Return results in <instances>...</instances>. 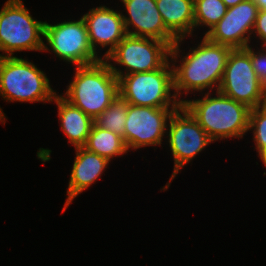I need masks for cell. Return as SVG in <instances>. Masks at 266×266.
I'll list each match as a JSON object with an SVG mask.
<instances>
[{
  "instance_id": "cell-1",
  "label": "cell",
  "mask_w": 266,
  "mask_h": 266,
  "mask_svg": "<svg viewBox=\"0 0 266 266\" xmlns=\"http://www.w3.org/2000/svg\"><path fill=\"white\" fill-rule=\"evenodd\" d=\"M182 40L179 39L170 49L171 62H173V79H174V92L178 100L180 95L185 92L191 93L192 91H204L206 89L218 91L226 61L232 48L227 45H221L210 41L206 36L200 41L195 48H190L189 52L180 58V65H176V59L180 57L182 52L179 47ZM175 62V63H174ZM182 62V63H181ZM210 88V89H209ZM184 92H183V91Z\"/></svg>"
},
{
  "instance_id": "cell-17",
  "label": "cell",
  "mask_w": 266,
  "mask_h": 266,
  "mask_svg": "<svg viewBox=\"0 0 266 266\" xmlns=\"http://www.w3.org/2000/svg\"><path fill=\"white\" fill-rule=\"evenodd\" d=\"M165 27L179 40L193 35L194 0H156Z\"/></svg>"
},
{
  "instance_id": "cell-20",
  "label": "cell",
  "mask_w": 266,
  "mask_h": 266,
  "mask_svg": "<svg viewBox=\"0 0 266 266\" xmlns=\"http://www.w3.org/2000/svg\"><path fill=\"white\" fill-rule=\"evenodd\" d=\"M227 9L222 0H194V30L207 26L206 35L224 17Z\"/></svg>"
},
{
  "instance_id": "cell-9",
  "label": "cell",
  "mask_w": 266,
  "mask_h": 266,
  "mask_svg": "<svg viewBox=\"0 0 266 266\" xmlns=\"http://www.w3.org/2000/svg\"><path fill=\"white\" fill-rule=\"evenodd\" d=\"M168 124L166 135L174 159V171L168 183L162 188L164 191L169 188L181 168L213 142L183 105L174 110Z\"/></svg>"
},
{
  "instance_id": "cell-13",
  "label": "cell",
  "mask_w": 266,
  "mask_h": 266,
  "mask_svg": "<svg viewBox=\"0 0 266 266\" xmlns=\"http://www.w3.org/2000/svg\"><path fill=\"white\" fill-rule=\"evenodd\" d=\"M121 2L129 16L122 15L127 35L157 39L166 42L170 47L177 42L178 39L165 27L156 0Z\"/></svg>"
},
{
  "instance_id": "cell-10",
  "label": "cell",
  "mask_w": 266,
  "mask_h": 266,
  "mask_svg": "<svg viewBox=\"0 0 266 266\" xmlns=\"http://www.w3.org/2000/svg\"><path fill=\"white\" fill-rule=\"evenodd\" d=\"M218 91L251 109L265 104L266 87L259 81L244 49H232L229 53Z\"/></svg>"
},
{
  "instance_id": "cell-22",
  "label": "cell",
  "mask_w": 266,
  "mask_h": 266,
  "mask_svg": "<svg viewBox=\"0 0 266 266\" xmlns=\"http://www.w3.org/2000/svg\"><path fill=\"white\" fill-rule=\"evenodd\" d=\"M255 52L252 46L248 45L244 50L250 55V60L255 74L259 81L266 87V47ZM265 49V50H264Z\"/></svg>"
},
{
  "instance_id": "cell-23",
  "label": "cell",
  "mask_w": 266,
  "mask_h": 266,
  "mask_svg": "<svg viewBox=\"0 0 266 266\" xmlns=\"http://www.w3.org/2000/svg\"><path fill=\"white\" fill-rule=\"evenodd\" d=\"M253 32L259 40L263 41L261 46L266 47V10H259L252 34Z\"/></svg>"
},
{
  "instance_id": "cell-3",
  "label": "cell",
  "mask_w": 266,
  "mask_h": 266,
  "mask_svg": "<svg viewBox=\"0 0 266 266\" xmlns=\"http://www.w3.org/2000/svg\"><path fill=\"white\" fill-rule=\"evenodd\" d=\"M75 71L63 97L94 120L119 95L118 78L104 59Z\"/></svg>"
},
{
  "instance_id": "cell-24",
  "label": "cell",
  "mask_w": 266,
  "mask_h": 266,
  "mask_svg": "<svg viewBox=\"0 0 266 266\" xmlns=\"http://www.w3.org/2000/svg\"><path fill=\"white\" fill-rule=\"evenodd\" d=\"M227 8L234 7L235 5L239 4L240 2H244L246 0H222Z\"/></svg>"
},
{
  "instance_id": "cell-16",
  "label": "cell",
  "mask_w": 266,
  "mask_h": 266,
  "mask_svg": "<svg viewBox=\"0 0 266 266\" xmlns=\"http://www.w3.org/2000/svg\"><path fill=\"white\" fill-rule=\"evenodd\" d=\"M53 101L57 104L60 126L69 139L68 142L73 144L75 148L83 147L94 120L81 109L72 105L62 95L56 94Z\"/></svg>"
},
{
  "instance_id": "cell-7",
  "label": "cell",
  "mask_w": 266,
  "mask_h": 266,
  "mask_svg": "<svg viewBox=\"0 0 266 266\" xmlns=\"http://www.w3.org/2000/svg\"><path fill=\"white\" fill-rule=\"evenodd\" d=\"M170 49L164 41L126 35L104 60L119 79L123 75L161 68L169 60ZM111 61L123 66L126 72L109 63Z\"/></svg>"
},
{
  "instance_id": "cell-19",
  "label": "cell",
  "mask_w": 266,
  "mask_h": 266,
  "mask_svg": "<svg viewBox=\"0 0 266 266\" xmlns=\"http://www.w3.org/2000/svg\"><path fill=\"white\" fill-rule=\"evenodd\" d=\"M129 103L120 95L111 102L110 106L100 113L94 123L121 136L125 142V122L127 118Z\"/></svg>"
},
{
  "instance_id": "cell-5",
  "label": "cell",
  "mask_w": 266,
  "mask_h": 266,
  "mask_svg": "<svg viewBox=\"0 0 266 266\" xmlns=\"http://www.w3.org/2000/svg\"><path fill=\"white\" fill-rule=\"evenodd\" d=\"M168 60L161 68L149 72L123 75L118 79L119 95L134 106L178 108L182 103L174 91L173 68Z\"/></svg>"
},
{
  "instance_id": "cell-4",
  "label": "cell",
  "mask_w": 266,
  "mask_h": 266,
  "mask_svg": "<svg viewBox=\"0 0 266 266\" xmlns=\"http://www.w3.org/2000/svg\"><path fill=\"white\" fill-rule=\"evenodd\" d=\"M56 91L43 71L28 59L0 57V96L7 102H53ZM0 107V122L5 124Z\"/></svg>"
},
{
  "instance_id": "cell-8",
  "label": "cell",
  "mask_w": 266,
  "mask_h": 266,
  "mask_svg": "<svg viewBox=\"0 0 266 266\" xmlns=\"http://www.w3.org/2000/svg\"><path fill=\"white\" fill-rule=\"evenodd\" d=\"M45 38V39H44ZM43 51H51L61 60L76 66H85L102 60L95 53L87 32L84 19L64 21L57 24L44 23ZM50 48V49H49Z\"/></svg>"
},
{
  "instance_id": "cell-11",
  "label": "cell",
  "mask_w": 266,
  "mask_h": 266,
  "mask_svg": "<svg viewBox=\"0 0 266 266\" xmlns=\"http://www.w3.org/2000/svg\"><path fill=\"white\" fill-rule=\"evenodd\" d=\"M176 109L129 104L125 122V144L128 150L161 146L162 138L167 132V122Z\"/></svg>"
},
{
  "instance_id": "cell-18",
  "label": "cell",
  "mask_w": 266,
  "mask_h": 266,
  "mask_svg": "<svg viewBox=\"0 0 266 266\" xmlns=\"http://www.w3.org/2000/svg\"><path fill=\"white\" fill-rule=\"evenodd\" d=\"M86 150L103 156L111 161V158L120 157L129 150L124 142V139L107 129H103L93 123L90 134L87 137L86 143L83 146Z\"/></svg>"
},
{
  "instance_id": "cell-14",
  "label": "cell",
  "mask_w": 266,
  "mask_h": 266,
  "mask_svg": "<svg viewBox=\"0 0 266 266\" xmlns=\"http://www.w3.org/2000/svg\"><path fill=\"white\" fill-rule=\"evenodd\" d=\"M122 15L107 6H99L90 9L82 16L94 52L97 53L99 46L102 48L109 46L102 59H105L127 35Z\"/></svg>"
},
{
  "instance_id": "cell-12",
  "label": "cell",
  "mask_w": 266,
  "mask_h": 266,
  "mask_svg": "<svg viewBox=\"0 0 266 266\" xmlns=\"http://www.w3.org/2000/svg\"><path fill=\"white\" fill-rule=\"evenodd\" d=\"M258 12L253 0L240 2L228 8L224 17L204 36L232 49H244L250 44Z\"/></svg>"
},
{
  "instance_id": "cell-2",
  "label": "cell",
  "mask_w": 266,
  "mask_h": 266,
  "mask_svg": "<svg viewBox=\"0 0 266 266\" xmlns=\"http://www.w3.org/2000/svg\"><path fill=\"white\" fill-rule=\"evenodd\" d=\"M203 99H182V105L191 113L211 140L242 138L249 131L251 108L216 91L211 97L208 91Z\"/></svg>"
},
{
  "instance_id": "cell-25",
  "label": "cell",
  "mask_w": 266,
  "mask_h": 266,
  "mask_svg": "<svg viewBox=\"0 0 266 266\" xmlns=\"http://www.w3.org/2000/svg\"><path fill=\"white\" fill-rule=\"evenodd\" d=\"M259 10H266V0H253Z\"/></svg>"
},
{
  "instance_id": "cell-21",
  "label": "cell",
  "mask_w": 266,
  "mask_h": 266,
  "mask_svg": "<svg viewBox=\"0 0 266 266\" xmlns=\"http://www.w3.org/2000/svg\"><path fill=\"white\" fill-rule=\"evenodd\" d=\"M249 131H253V140L259 158L266 167V104L252 108L249 114Z\"/></svg>"
},
{
  "instance_id": "cell-15",
  "label": "cell",
  "mask_w": 266,
  "mask_h": 266,
  "mask_svg": "<svg viewBox=\"0 0 266 266\" xmlns=\"http://www.w3.org/2000/svg\"><path fill=\"white\" fill-rule=\"evenodd\" d=\"M75 151L76 157L68 183L67 200L62 212L68 208L78 194L89 188L100 176H102L103 171L107 168L110 162L107 158L90 152L83 147H78Z\"/></svg>"
},
{
  "instance_id": "cell-6",
  "label": "cell",
  "mask_w": 266,
  "mask_h": 266,
  "mask_svg": "<svg viewBox=\"0 0 266 266\" xmlns=\"http://www.w3.org/2000/svg\"><path fill=\"white\" fill-rule=\"evenodd\" d=\"M44 23L33 19L23 1L7 0L0 10V57H13L17 51L43 52Z\"/></svg>"
}]
</instances>
